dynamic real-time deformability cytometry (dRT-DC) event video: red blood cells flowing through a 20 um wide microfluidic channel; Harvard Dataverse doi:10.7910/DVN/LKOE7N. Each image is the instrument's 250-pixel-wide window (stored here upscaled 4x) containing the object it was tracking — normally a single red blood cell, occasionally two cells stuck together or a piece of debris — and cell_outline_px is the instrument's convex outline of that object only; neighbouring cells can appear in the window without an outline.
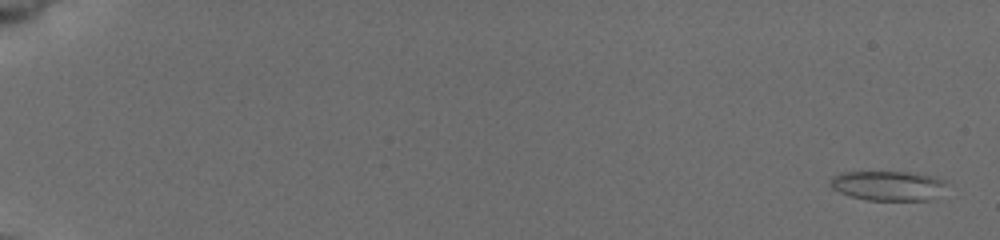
{"species": "common noctule bat (a hibernating species)", "species_latin": "Nyctalus noctula", "temperature_condition": "cold", "stored_images_in_passage": 56, "camera_frame_rate_fps": 3000, "um_per_image_px": 0.085, "animal": {"sex": "female", "body_mass_g": 19.5, "forearm_length_mm": 54.1}, "frame": {"image": 1, "passage_image": 2, "time_ms": 0.333, "image_size_px": [1000, 240], "cell_outline_px": [[948, 184], [932, 200], [868, 200], [848, 196], [832, 188], [828, 184], [832, 176], [848, 172], [904, 172], [928, 176], [944, 180]], "centroid_in_image_um": [75.44, 15.79], "position_along_channel_um": 9.6, "area_um2": 19.94}}
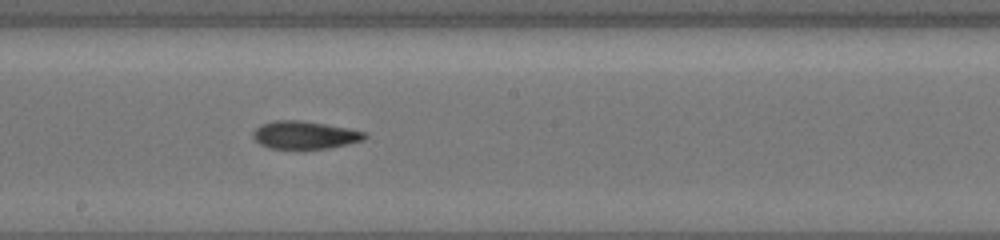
{"frame": {"image": 2, "passage_image": 34, "time_ms": 11.0, "image_size_px": [1000, 240], "cell_outline_px": [[364, 140], [328, 148], [268, 148], [260, 144], [252, 136], [252, 132], [256, 128], [264, 124], [276, 120], [300, 120], [324, 124], [364, 132]], "centroid_in_image_um": [25.84, 11.48], "position_along_channel_um": 222.4, "area_um2": 17.57}}
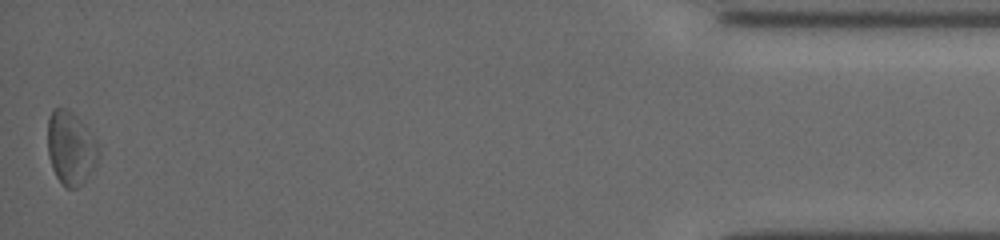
{"frame": {"image": 3, "passage_image": 56, "time_ms": 18.333, "image_size_px": [1000, 240], "cell_outline_px": [[100, 156], [96, 164], [84, 184], [76, 188], [64, 188], [56, 176], [52, 168], [48, 152], [48, 120], [52, 112], [56, 108], [64, 108], [72, 112], [96, 144], [100, 152]], "centroid_in_image_um": [6.0, 12.67], "position_along_channel_um": 429.2, "area_um2": 21.27}, "authors_computed_cell_mechanics": {"area_um2": 18.1492, "velocity_mm_per_s": 3.8386, "shape_relaxation_time_tau1_ms": 5.6895, "shape_relaxation_time_tau2_ms": 4.6336, "deformation_change_tau1": 0.1606, "deformation_change_tau2": 0.1195}}